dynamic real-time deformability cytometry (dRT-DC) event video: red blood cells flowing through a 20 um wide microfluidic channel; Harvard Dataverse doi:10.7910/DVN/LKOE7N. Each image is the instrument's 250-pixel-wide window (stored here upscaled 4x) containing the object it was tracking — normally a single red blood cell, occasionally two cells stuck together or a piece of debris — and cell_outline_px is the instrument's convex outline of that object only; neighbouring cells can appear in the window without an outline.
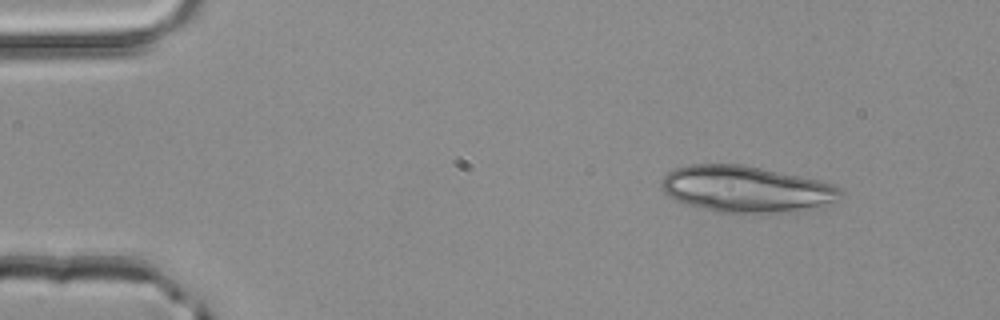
{"species": "common noctule bat (a hibernating species)", "species_latin": "Nyctalus noctula", "temperature_condition": "room temperature", "stored_images_in_passage": 47, "segment_of_instrument_passage": [1, 2], "camera_frame_rate_fps": 3000, "um_per_image_px": 0.085, "animal": {"sex": "male", "body_mass_g": 20.4}, "frame": {"image": 1, "passage_image": 3, "time_ms": 0.667, "image_size_px": [1000, 320], "cell_outline_px": [[844, 196], [800, 212], [716, 212], [684, 204], [668, 196], [660, 188], [660, 180], [668, 172], [676, 168], [688, 164], [744, 164], [800, 176], [832, 184], [840, 188], [844, 192]], "centroid_in_image_um": [63.36, 16.06], "position_along_channel_um": 21.6, "area_um2": 48.44}}